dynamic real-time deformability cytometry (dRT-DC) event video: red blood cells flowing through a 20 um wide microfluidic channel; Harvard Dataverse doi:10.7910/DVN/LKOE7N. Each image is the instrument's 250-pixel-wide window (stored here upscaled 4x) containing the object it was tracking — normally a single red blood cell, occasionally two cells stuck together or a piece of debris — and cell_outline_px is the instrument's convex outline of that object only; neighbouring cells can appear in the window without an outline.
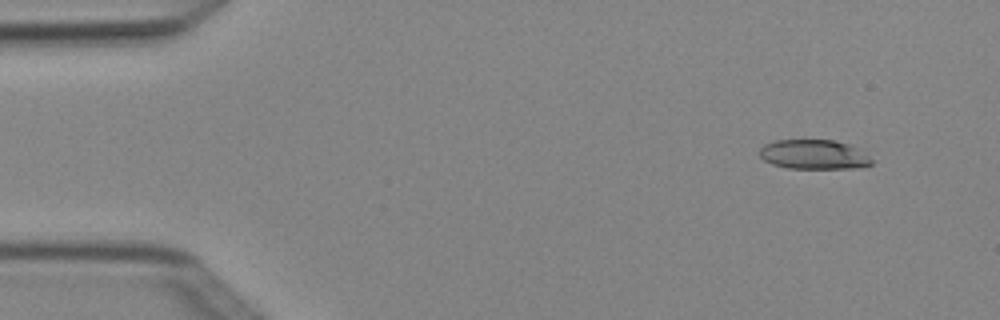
{"species": "Egyptian fruit bat (a non-hibernating species)", "species_latin": "Rousettus aegyptiacus", "temperature_condition": "cold", "stored_images_in_passage": 6, "camera_frame_rate_fps": 3000, "um_per_image_px": 0.085, "animal": {"sex": "female"}, "frame": {"image": 1, "passage_image": 2, "time_ms": 0.333, "image_size_px": [1000, 320], "cell_outline_px": [[872, 164], [856, 168], [788, 168], [772, 164], [764, 160], [756, 152], [764, 144], [776, 140], [832, 140], [848, 144], [860, 148], [872, 160]], "centroid_in_image_um": [69.15, 13.13], "position_along_channel_um": 15.8, "area_um2": 19.36}}